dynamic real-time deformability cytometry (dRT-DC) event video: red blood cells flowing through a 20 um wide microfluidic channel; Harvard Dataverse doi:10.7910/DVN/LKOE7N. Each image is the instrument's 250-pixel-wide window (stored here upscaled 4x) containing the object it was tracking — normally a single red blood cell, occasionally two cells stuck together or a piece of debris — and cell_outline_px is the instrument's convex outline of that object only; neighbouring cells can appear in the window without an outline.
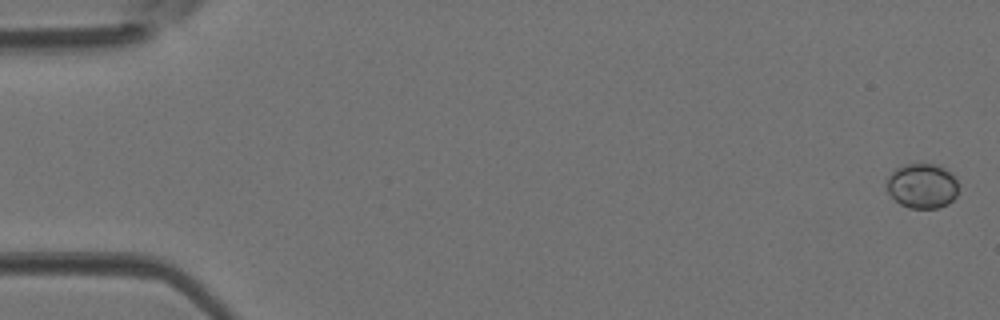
{"species": "Egyptian fruit bat (a non-hibernating species)", "species_latin": "Rousettus aegyptiacus", "temperature_condition": "room temperature", "stored_images_in_passage": 45, "camera_frame_rate_fps": 3000, "um_per_image_px": 0.085, "animal": {"sex": "female"}, "frame": {"image": 1, "passage_image": 1, "time_ms": 0.0, "image_size_px": [1000, 320], "cell_outline_px": [[956, 196], [948, 204], [936, 208], [908, 208], [900, 204], [888, 192], [888, 176], [896, 168], [904, 164], [940, 164], [956, 180]], "centroid_in_image_um": [78.37, 15.8], "position_along_channel_um": 6.6, "area_um2": 18.5}}
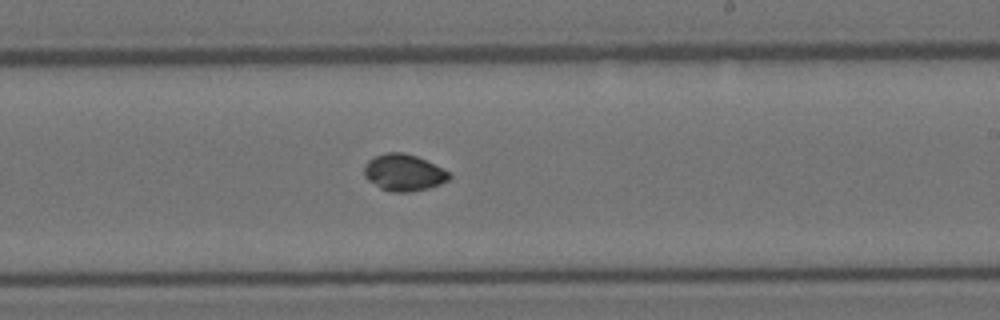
{"frame": {"image": 2, "passage_image": 27, "time_ms": 8.667, "image_size_px": [1000, 320], "cell_outline_px": [[452, 176], [448, 180], [440, 184], [428, 188], [408, 192], [392, 192], [380, 188], [368, 180], [364, 176], [364, 164], [368, 160], [376, 156], [388, 152], [404, 152], [416, 156], [448, 172]], "centroid_in_image_um": [34.28, 14.67], "position_along_channel_um": 254.7, "area_um2": 17.98}}
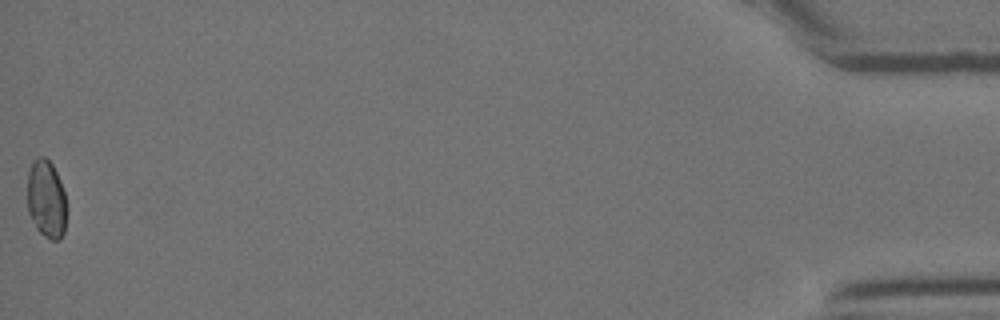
{"frame": {"image": 3, "passage_image": 45, "time_ms": 14.667, "image_size_px": [1000, 320], "cell_outline_px": [[68, 212], [64, 232], [60, 240], [52, 240], [44, 236], [36, 228], [28, 212], [28, 172], [32, 164], [40, 156], [44, 156], [52, 164], [60, 180], [64, 192], [68, 208]], "centroid_in_image_um": [3.98, 16.97], "position_along_channel_um": 431.2, "area_um2": 18.03}}